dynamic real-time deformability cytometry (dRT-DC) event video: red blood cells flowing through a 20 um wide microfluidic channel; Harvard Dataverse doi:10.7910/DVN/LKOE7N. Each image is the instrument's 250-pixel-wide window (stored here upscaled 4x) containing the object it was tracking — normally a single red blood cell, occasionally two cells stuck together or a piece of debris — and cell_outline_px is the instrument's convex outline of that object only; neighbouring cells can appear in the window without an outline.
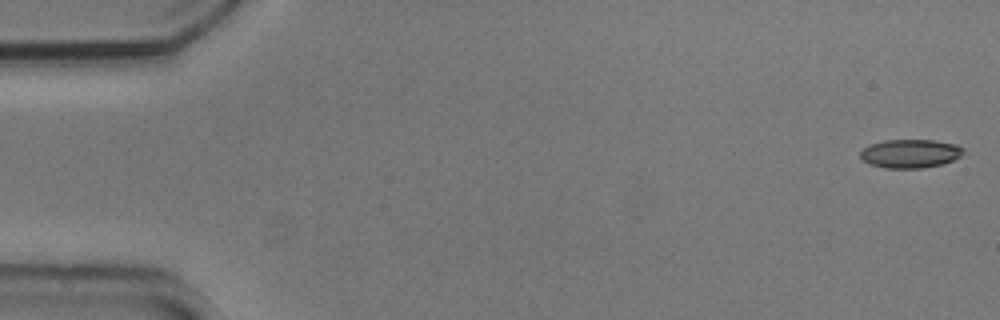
{"species": "common noctule bat (a hibernating species)", "species_latin": "Nyctalus noctula", "temperature_condition": "cold", "stored_images_in_passage": 55, "segment_of_instrument_passage": [1, 2], "camera_frame_rate_fps": 3000, "um_per_image_px": 0.085, "animal": {"sex": "male", "body_mass_g": 20.5, "forearm_length_mm": 52.5}, "frame": {"image": 1, "passage_image": 1, "time_ms": 0.0, "image_size_px": [1000, 320], "cell_outline_px": [[964, 152], [960, 156], [952, 160], [940, 164], [920, 168], [884, 168], [868, 164], [860, 156], [860, 152], [868, 144], [884, 140], [932, 140], [956, 144], [964, 148]], "centroid_in_image_um": [77.34, 13.04], "position_along_channel_um": 7.7, "area_um2": 17.17}}
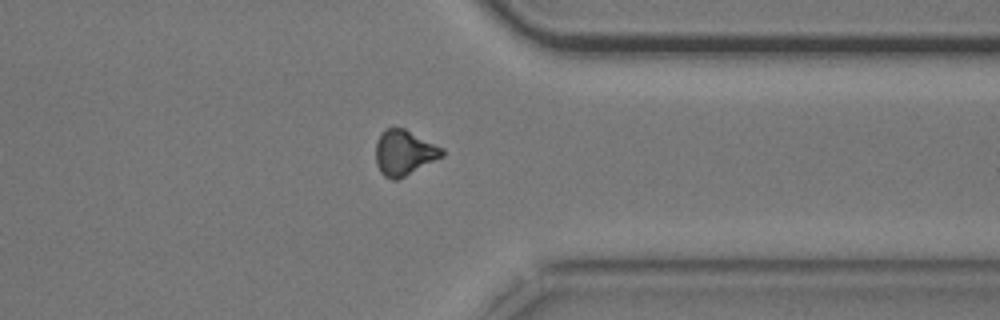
{"frame": {"image": 2, "passage_image": 42, "time_ms": 13.667, "image_size_px": [1000, 320], "cell_outline_px": [[444, 156], [396, 180], [392, 180], [384, 176], [380, 172], [376, 164], [376, 140], [380, 132], [384, 128], [404, 128], [444, 148]], "centroid_in_image_um": [34.33, 12.96], "position_along_channel_um": 377.1, "area_um2": 17.57}}
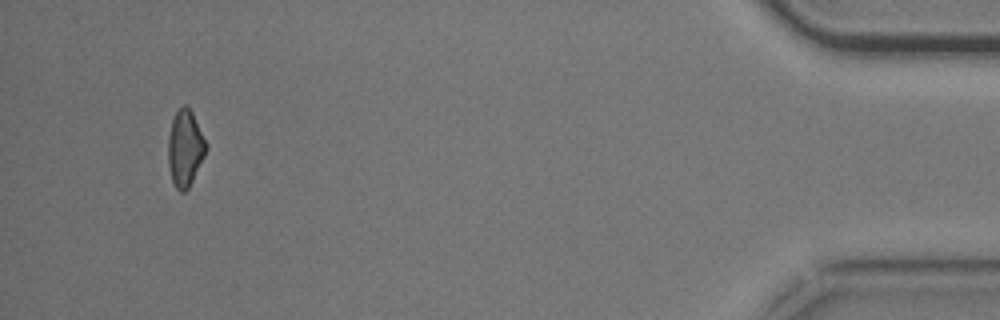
{"frame": {"image": 3, "passage_image": 51, "time_ms": 16.667, "image_size_px": [1000, 320], "cell_outline_px": [[208, 148], [188, 188], [184, 192], [180, 192], [176, 188], [172, 180], [168, 164], [168, 136], [172, 120], [176, 112], [184, 104], [192, 112], [208, 144]], "centroid_in_image_um": [15.73, 12.6], "position_along_channel_um": 419.5, "area_um2": 16.76}}